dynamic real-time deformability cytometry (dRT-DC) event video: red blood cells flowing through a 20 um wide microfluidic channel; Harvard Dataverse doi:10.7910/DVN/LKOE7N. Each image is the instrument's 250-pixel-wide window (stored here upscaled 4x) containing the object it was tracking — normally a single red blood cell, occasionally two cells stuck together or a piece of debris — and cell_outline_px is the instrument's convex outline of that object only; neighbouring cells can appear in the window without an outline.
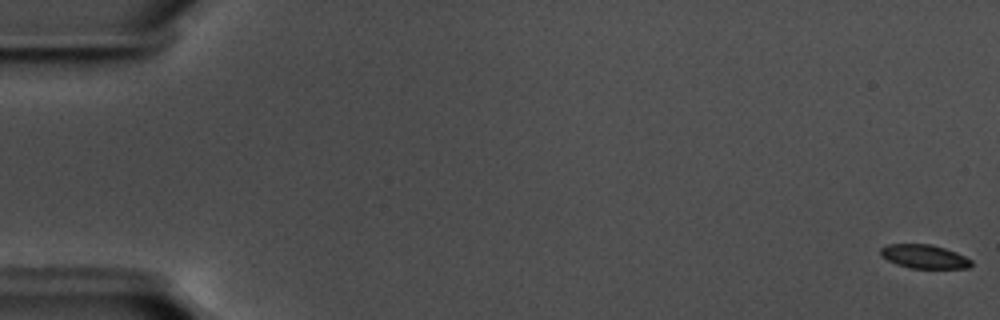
{"species": "common noctule bat (a hibernating species)", "species_latin": "Nyctalus noctula", "temperature_condition": "warm", "stored_images_in_passage": 60, "camera_frame_rate_fps": 3000, "um_per_image_px": 0.085, "animal": {"sex": "male", "body_mass_g": 17.5, "forearm_length_mm": 52.3}, "frame": {"image": 1, "passage_image": 1, "time_ms": 0.0, "image_size_px": [1000, 320], "cell_outline_px": [[972, 264], [968, 268], [912, 268], [896, 264], [880, 256], [880, 248], [888, 244], [932, 244], [956, 252], [972, 260]], "centroid_in_image_um": [78.54, 21.8], "position_along_channel_um": 6.5, "area_um2": 12.54}}
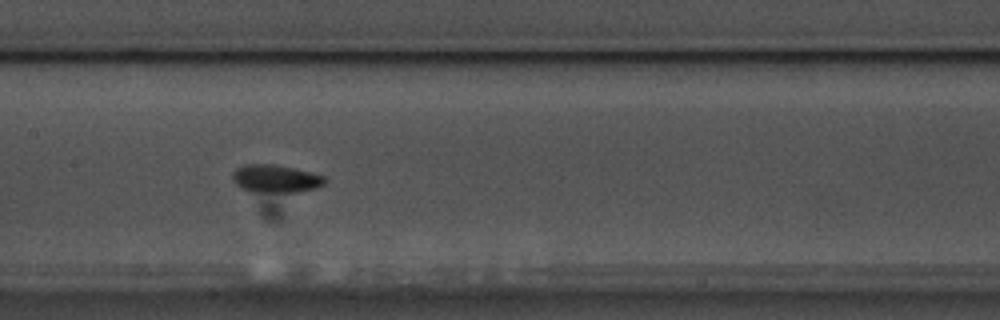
{"frame": {"image": 2, "passage_image": 30, "time_ms": 9.667, "image_size_px": [1000, 320], "cell_outline_px": [[328, 180], [324, 184], [316, 188], [296, 192], [252, 192], [240, 188], [232, 180], [232, 172], [236, 168], [244, 164], [272, 164], [292, 168], [324, 176]], "centroid_in_image_um": [23.39, 15.19], "position_along_channel_um": 184.0, "area_um2": 15.03}}
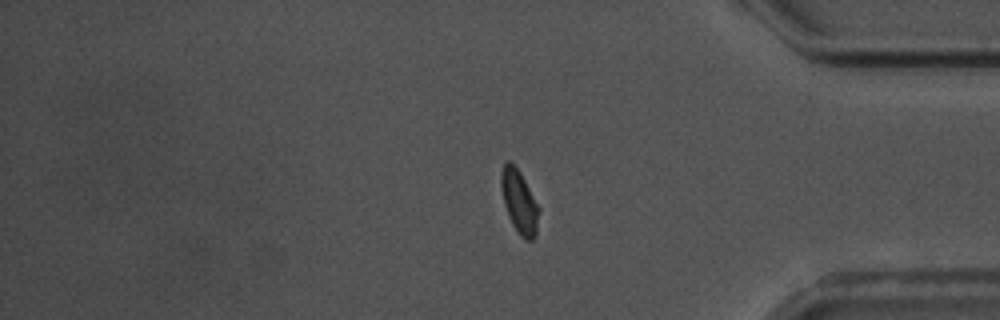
{"frame": {"image": 3, "passage_image": 49, "time_ms": 16.0, "image_size_px": [1000, 320], "cell_outline_px": [[540, 208], [536, 232], [532, 240], [524, 240], [520, 236], [512, 224], [508, 216], [504, 204], [500, 188], [500, 172], [504, 164], [508, 160], [520, 172]], "centroid_in_image_um": [44.12, 17.15], "position_along_channel_um": 391.1, "area_um2": 13.93}, "authors_computed_cell_mechanics": {"area_um2": 13.7564, "velocity_mm_per_s": 3.5833, "shape_relaxation_time_tau1_ms": 2.0431, "shape_relaxation_time_tau2_ms": 2.7283, "deformation_change_tau1": 0.123, "deformation_change_tau2": 0.0772}}